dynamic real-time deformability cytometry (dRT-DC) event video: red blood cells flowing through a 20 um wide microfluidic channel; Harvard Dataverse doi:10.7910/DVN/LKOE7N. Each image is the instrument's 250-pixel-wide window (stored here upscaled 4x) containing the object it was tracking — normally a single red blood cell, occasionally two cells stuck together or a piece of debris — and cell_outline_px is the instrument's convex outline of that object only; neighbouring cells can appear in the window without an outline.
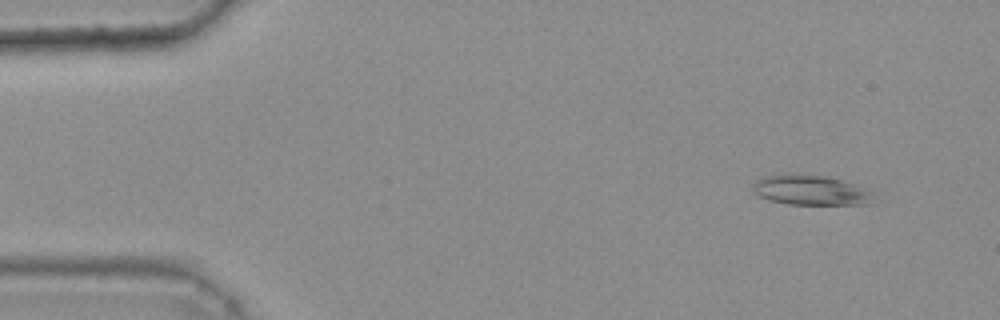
{"species": "common noctule bat (a hibernating species)", "species_latin": "Nyctalus noctula", "temperature_condition": "warm", "stored_images_in_passage": 46, "camera_frame_rate_fps": 3000, "um_per_image_px": 0.085, "animal": {"sex": "female", "body_mass_g": 25.1}, "frame": {"image": 1, "passage_image": 5, "time_ms": 1.333, "image_size_px": [1000, 320], "cell_outline_px": [[872, 204], [788, 204], [772, 200], [760, 196], [752, 192], [752, 184], [756, 180], [764, 176], [784, 172], [788, 172], [828, 176], [844, 180], [868, 188], [872, 192]], "centroid_in_image_um": [68.9, 16.12], "position_along_channel_um": 16.1, "area_um2": 21.62}}
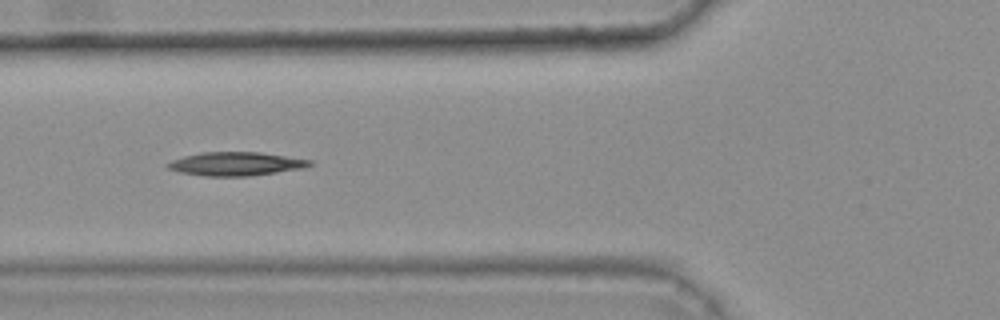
{"frame": {"image": 2, "passage_image": 20, "time_ms": 6.333, "image_size_px": [1000, 320], "cell_outline_px": [[316, 164], [304, 168], [248, 176], [204, 176], [180, 172], [168, 168], [164, 164], [172, 160], [184, 156], [200, 152], [260, 152], [312, 160]], "centroid_in_image_um": [20.06, 13.92], "position_along_channel_um": 105.7, "area_um2": 19.59}}
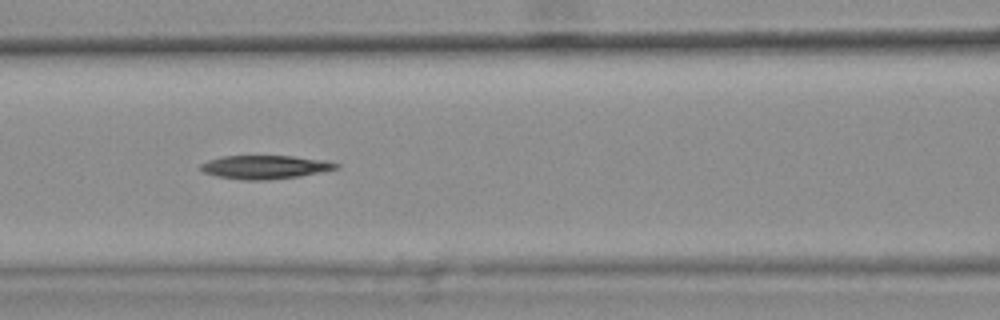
{"frame": {"image": 3, "passage_image": 23, "time_ms": 7.333, "image_size_px": [1000, 320], "cell_outline_px": [[340, 168], [300, 176], [268, 180], [244, 180], [216, 176], [204, 172], [200, 168], [200, 164], [208, 160], [220, 156], [292, 156], [324, 160], [340, 164]], "centroid_in_image_um": [22.52, 14.2], "position_along_channel_um": 144.1, "area_um2": 18.61}, "authors_computed_cell_mechanics": {"area_um2": 19.1607, "velocity_mm_per_s": 3.8166, "shape_relaxation_time_tau1_ms": 6.38, "shape_relaxation_time_tau2_ms": null, "deformation_change_tau1": 0.1776, "deformation_change_tau2": null}}